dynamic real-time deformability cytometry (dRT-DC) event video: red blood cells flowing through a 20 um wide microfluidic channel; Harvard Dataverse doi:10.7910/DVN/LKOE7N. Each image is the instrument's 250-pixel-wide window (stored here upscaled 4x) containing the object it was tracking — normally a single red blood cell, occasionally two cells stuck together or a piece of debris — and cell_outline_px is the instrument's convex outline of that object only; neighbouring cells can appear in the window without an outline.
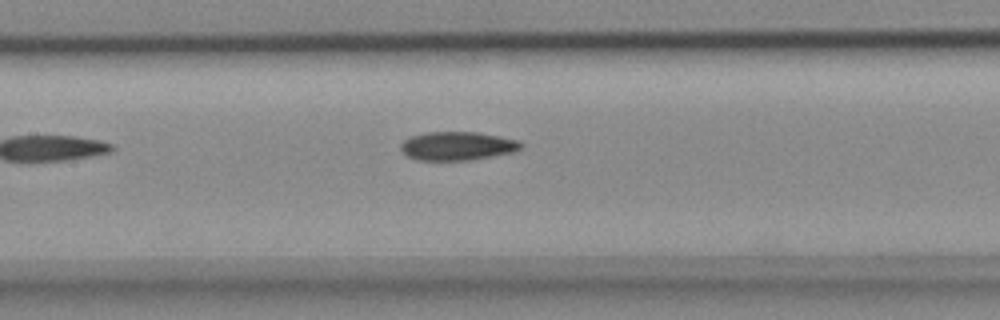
{"species": "common noctule bat (a hibernating species)", "species_latin": "Nyctalus noctula", "temperature_condition": "cold", "stored_images_in_passage": 6, "camera_frame_rate_fps": 3000, "um_per_image_px": 0.085, "animal": {"sex": "female", "body_mass_g": 18.4}, "frame": {"image": 1, "passage_image": 5, "time_ms": 1.333, "image_size_px": [1000, 320], "cell_outline_px": [[524, 144], [520, 148], [512, 152], [492, 156], [468, 160], [416, 160], [408, 156], [400, 148], [400, 144], [404, 140], [412, 136], [424, 132], [476, 132], [520, 140]], "centroid_in_image_um": [38.87, 12.4], "position_along_channel_um": 168.5, "area_um2": 19.94}}